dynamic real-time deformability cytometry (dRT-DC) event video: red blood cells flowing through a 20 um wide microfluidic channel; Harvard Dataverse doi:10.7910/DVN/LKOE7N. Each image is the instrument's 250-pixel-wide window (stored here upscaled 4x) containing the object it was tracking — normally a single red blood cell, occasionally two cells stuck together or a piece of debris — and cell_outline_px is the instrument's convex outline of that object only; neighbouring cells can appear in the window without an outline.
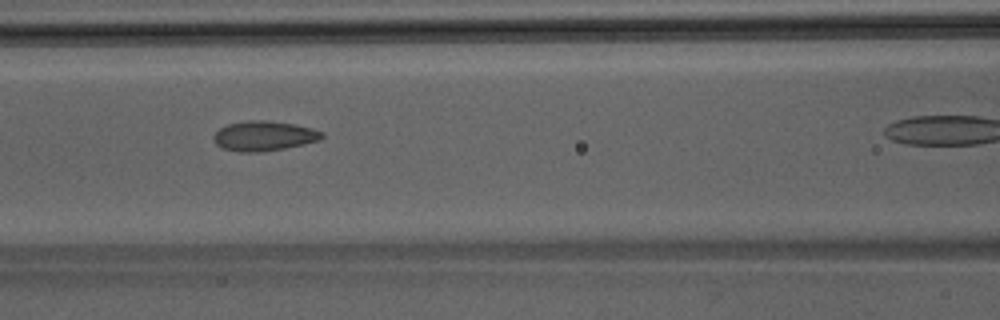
{"species": "Egyptian fruit bat (a non-hibernating species)", "species_latin": "Rousettus aegyptiacus", "temperature_condition": "room temperature", "stored_images_in_passage": 33, "camera_frame_rate_fps": 3000, "um_per_image_px": 0.085, "animal": {"sex": "male"}, "frame": {"image": 1, "passage_image": 15, "time_ms": 4.667, "image_size_px": [1000, 320], "cell_outline_px": [[324, 136], [320, 140], [304, 144], [284, 148], [260, 152], [236, 152], [220, 148], [216, 144], [212, 136], [220, 128], [228, 124], [244, 120], [268, 120], [296, 124], [312, 128], [324, 132]], "centroid_in_image_um": [22.43, 11.55], "position_along_channel_um": 144.2, "area_um2": 19.13}}
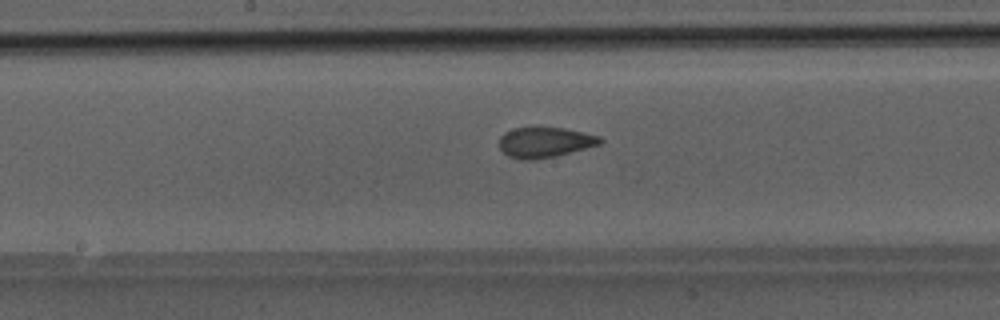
{"frame": {"image": 2, "passage_image": 19, "time_ms": 6.0, "image_size_px": [1000, 320], "cell_outline_px": [[604, 140], [600, 144], [556, 156], [532, 160], [524, 160], [508, 156], [500, 148], [500, 136], [504, 132], [512, 128], [536, 124], [564, 128], [584, 132], [600, 136]], "centroid_in_image_um": [46.29, 12.04], "position_along_channel_um": 201.9, "area_um2": 18.5}}